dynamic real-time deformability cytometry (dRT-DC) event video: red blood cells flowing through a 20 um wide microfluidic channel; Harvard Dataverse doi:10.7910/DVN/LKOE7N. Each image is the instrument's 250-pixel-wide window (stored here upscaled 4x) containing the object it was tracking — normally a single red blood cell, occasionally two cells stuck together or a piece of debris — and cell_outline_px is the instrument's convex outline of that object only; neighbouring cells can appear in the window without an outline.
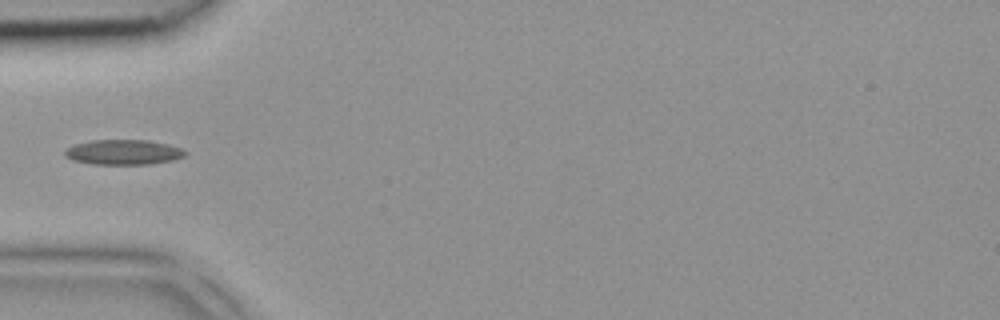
{"species": "common noctule bat (a hibernating species)", "species_latin": "Nyctalus noctula", "temperature_condition": "room temperature", "stored_images_in_passage": 4, "camera_frame_rate_fps": 3000, "um_per_image_px": 0.085, "animal": {"sex": "female", "body_mass_g": 18.4}, "frame": {"image": 1, "passage_image": 4, "time_ms": 1.0, "image_size_px": [1000, 320], "cell_outline_px": [[188, 152], [184, 156], [172, 160], [148, 164], [92, 164], [72, 160], [64, 156], [64, 152], [68, 148], [76, 144], [92, 140], [148, 140], [168, 144], [180, 148]], "centroid_in_image_um": [10.48, 12.93], "position_along_channel_um": 74.5, "area_um2": 17.46}}